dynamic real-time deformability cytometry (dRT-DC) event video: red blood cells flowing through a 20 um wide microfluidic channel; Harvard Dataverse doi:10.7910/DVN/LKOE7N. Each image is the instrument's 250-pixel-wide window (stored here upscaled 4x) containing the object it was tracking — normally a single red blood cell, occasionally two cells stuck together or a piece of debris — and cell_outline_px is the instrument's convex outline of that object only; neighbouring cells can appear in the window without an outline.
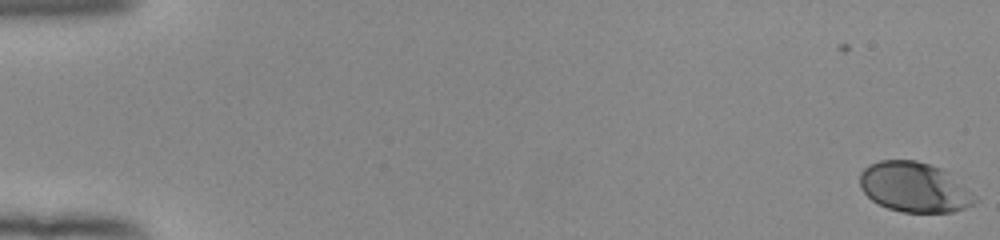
{"species": "human", "species_latin": "Homo sapiens", "temperature_condition": "room temperature", "stored_images_in_passage": 54, "camera_frame_rate_fps": 3000, "um_per_image_px": 0.085, "donor": {"sex": "female"}, "frame": {"image": 1, "passage_image": 1, "time_ms": 0.0, "image_size_px": [1000, 240], "cell_outline_px": [[980, 200], [964, 208], [952, 212], [904, 212], [888, 208], [876, 204], [860, 188], [860, 172], [868, 164], [880, 160], [916, 160], [940, 168], [948, 172]], "centroid_in_image_um": [77.69, 15.91], "position_along_channel_um": 7.3, "area_um2": 33.47}}
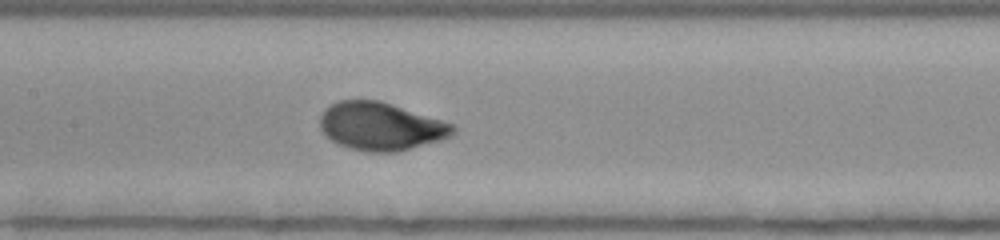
{"frame": {"image": 2, "passage_image": 28, "time_ms": 9.0, "image_size_px": [1000, 240], "cell_outline_px": [[456, 132], [452, 136], [440, 140], [396, 152], [364, 152], [348, 148], [332, 140], [320, 128], [320, 116], [324, 108], [340, 100], [380, 100], [452, 124], [456, 128]], "centroid_in_image_um": [32.35, 10.74], "position_along_channel_um": 175.1, "area_um2": 36.93}}
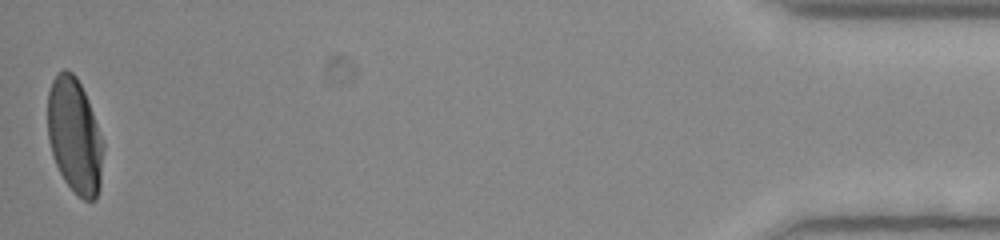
{"frame": {"image": 3, "passage_image": 54, "time_ms": 17.667, "image_size_px": [1000, 240], "cell_outline_px": [[104, 148], [100, 188], [96, 200], [84, 200], [64, 180], [56, 164], [48, 140], [48, 92], [52, 80], [64, 68], [68, 68], [76, 76], [88, 100], [104, 144]], "centroid_in_image_um": [6.35, 11.54], "position_along_channel_um": 428.8, "area_um2": 37.22}, "authors_computed_cell_mechanics": {"area_um2": 35.836, "velocity_mm_per_s": 3.911, "shape_relaxation_time_tau1_ms": 3.0194, "shape_relaxation_time_tau2_ms": null, "deformation_change_tau1": 0.1516, "deformation_change_tau2": null}}